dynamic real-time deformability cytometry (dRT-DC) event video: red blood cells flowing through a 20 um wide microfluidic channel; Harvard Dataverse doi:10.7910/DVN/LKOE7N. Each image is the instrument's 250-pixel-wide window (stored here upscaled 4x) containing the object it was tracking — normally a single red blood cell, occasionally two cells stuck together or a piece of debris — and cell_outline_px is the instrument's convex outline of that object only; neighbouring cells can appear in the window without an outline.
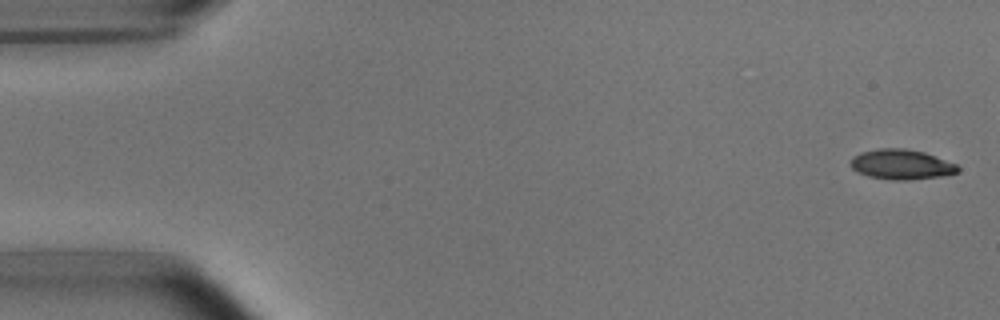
{"species": "common noctule bat (a hibernating species)", "species_latin": "Nyctalus noctula", "temperature_condition": "room temperature", "stored_images_in_passage": 5, "camera_frame_rate_fps": 3000, "um_per_image_px": 0.085, "animal": {"sex": "male", "body_mass_g": 15.6}, "frame": {"image": 1, "passage_image": 1, "time_ms": 0.0, "image_size_px": [1000, 320], "cell_outline_px": [[960, 168], [956, 172], [940, 176], [908, 180], [892, 180], [868, 176], [852, 168], [848, 164], [860, 152], [880, 148], [904, 148], [924, 152], [956, 164]], "centroid_in_image_um": [76.6, 13.97], "position_along_channel_um": 8.4, "area_um2": 18.5}}